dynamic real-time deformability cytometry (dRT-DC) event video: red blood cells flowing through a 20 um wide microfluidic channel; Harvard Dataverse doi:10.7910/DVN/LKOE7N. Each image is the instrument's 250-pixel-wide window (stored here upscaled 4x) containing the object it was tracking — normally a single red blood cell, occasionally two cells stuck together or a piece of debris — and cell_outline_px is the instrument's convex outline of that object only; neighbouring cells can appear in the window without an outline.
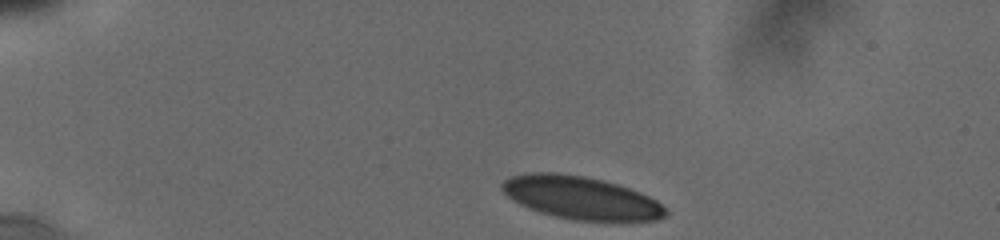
{"species": "human", "species_latin": "Homo sapiens", "temperature_condition": "cold", "stored_images_in_passage": 16, "camera_frame_rate_fps": 3000, "um_per_image_px": 0.085, "donor": {"sex": "male"}, "frame": {"image": 1, "passage_image": 1, "time_ms": 0.0, "image_size_px": [1000, 240], "cell_outline_px": [[668, 216], [656, 220], [628, 224], [616, 224], [576, 220], [556, 216], [540, 212], [528, 208], [512, 200], [500, 188], [500, 184], [508, 176], [528, 172], [556, 172], [584, 176], [604, 180], [640, 192], [656, 200], [668, 212]], "centroid_in_image_um": [49.43, 16.85], "position_along_channel_um": 35.6, "area_um2": 42.08}}